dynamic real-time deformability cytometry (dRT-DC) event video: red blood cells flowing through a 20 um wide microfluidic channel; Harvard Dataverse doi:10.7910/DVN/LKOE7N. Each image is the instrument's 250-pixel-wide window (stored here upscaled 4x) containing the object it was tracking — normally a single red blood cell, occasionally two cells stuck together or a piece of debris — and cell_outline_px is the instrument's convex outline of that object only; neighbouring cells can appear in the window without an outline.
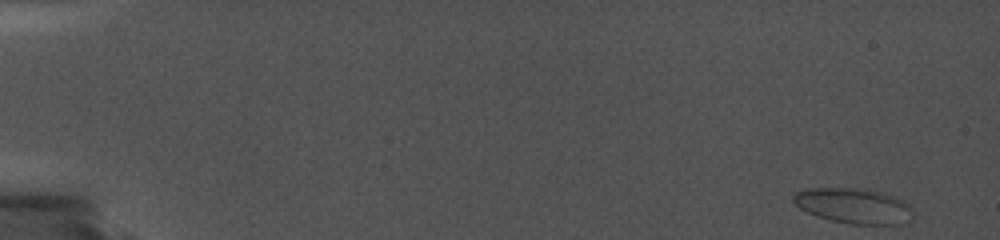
{"species": "common noctule bat (a hibernating species)", "species_latin": "Nyctalus noctula", "temperature_condition": "cold", "stored_images_in_passage": 59, "camera_frame_rate_fps": 5000, "um_per_image_px": 0.085, "animal": {"sex": "female", "body_mass_g": 19.0, "forearm_length_mm": 56.7}, "frame": {"image": 1, "passage_image": 1, "time_ms": 0.0, "image_size_px": [1000, 240], "cell_outline_px": [[912, 208], [904, 224], [848, 224], [816, 216], [800, 208], [792, 200], [792, 196], [796, 192], [804, 188], [864, 188], [896, 196], [904, 200]], "centroid_in_image_um": [72.52, 17.47], "position_along_channel_um": 12.5, "area_um2": 24.57}}
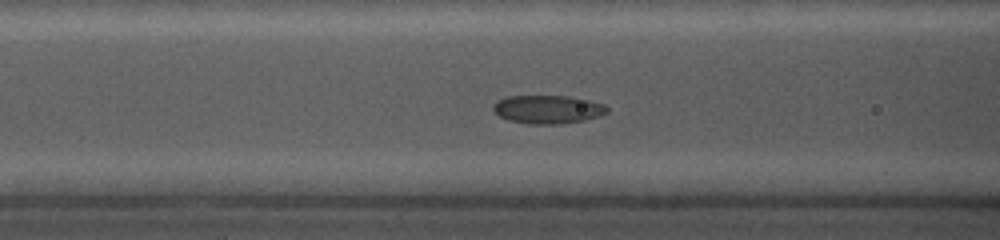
{"frame": {"image": 2, "passage_image": 40, "time_ms": 7.8, "image_size_px": [1000, 240], "cell_outline_px": [[608, 112], [600, 116], [584, 120], [560, 124], [528, 124], [508, 120], [492, 112], [492, 104], [496, 100], [508, 96], [568, 96], [588, 100], [604, 104], [608, 108]], "centroid_in_image_um": [46.52, 9.3], "position_along_channel_um": 120.1, "area_um2": 19.02}}
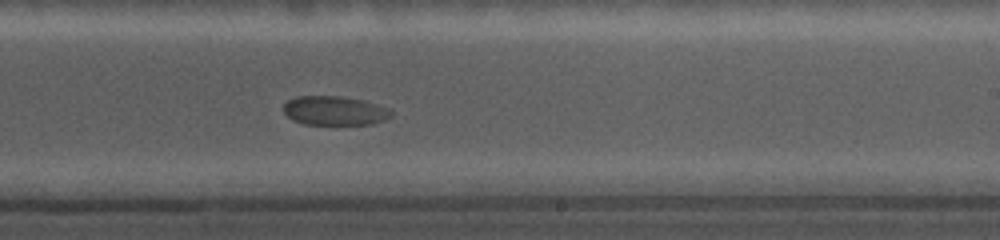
{"frame": {"image": 3, "passage_image": 59, "time_ms": 11.8, "image_size_px": [1000, 240], "cell_outline_px": [[392, 116], [384, 120], [372, 124], [304, 124], [292, 120], [284, 112], [284, 104], [288, 100], [296, 96], [340, 96], [364, 100], [388, 108], [392, 112]], "centroid_in_image_um": [28.44, 9.4], "position_along_channel_um": 260.6, "area_um2": 18.26}}